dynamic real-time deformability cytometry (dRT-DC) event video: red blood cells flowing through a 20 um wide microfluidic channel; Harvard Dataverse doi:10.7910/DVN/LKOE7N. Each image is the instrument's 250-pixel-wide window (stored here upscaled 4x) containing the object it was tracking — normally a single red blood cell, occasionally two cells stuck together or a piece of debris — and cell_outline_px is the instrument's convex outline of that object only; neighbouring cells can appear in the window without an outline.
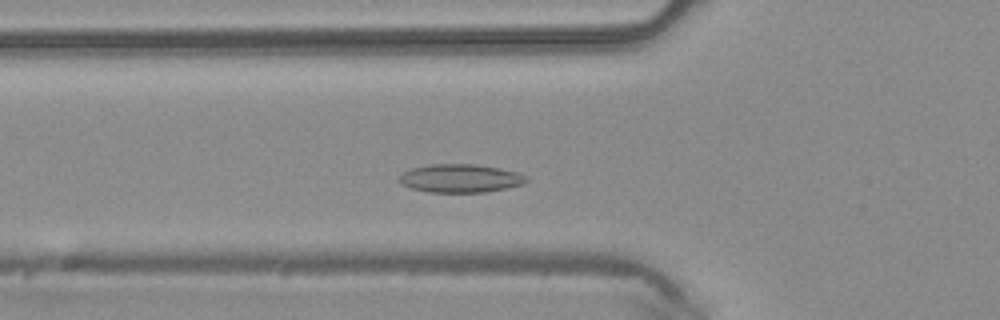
{"species": "common noctule bat (a hibernating species)", "species_latin": "Nyctalus noctula", "temperature_condition": "warm", "stored_images_in_passage": 37, "camera_frame_rate_fps": 3000, "um_per_image_px": 0.085, "animal": {"sex": "male", "body_mass_g": 20.4}, "frame": {"image": 1, "passage_image": 7, "time_ms": 2.0, "image_size_px": [1000, 320], "cell_outline_px": [[528, 180], [524, 184], [508, 188], [484, 192], [428, 192], [412, 188], [400, 184], [396, 180], [404, 172], [412, 168], [428, 164], [476, 164], [516, 172], [524, 176]], "centroid_in_image_um": [39.08, 15.16], "position_along_channel_um": 86.7, "area_um2": 20.92}}
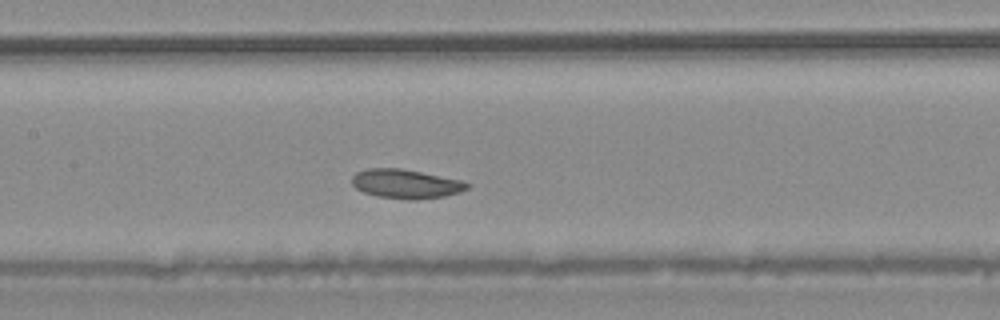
{"frame": {"image": 2, "passage_image": 13, "time_ms": 4.0, "image_size_px": [1000, 320], "cell_outline_px": [[472, 184], [468, 188], [460, 192], [444, 196], [416, 200], [408, 200], [376, 196], [364, 192], [356, 188], [352, 184], [352, 176], [356, 172], [368, 168], [400, 168], [464, 180]], "centroid_in_image_um": [34.53, 15.63], "position_along_channel_um": 172.9, "area_um2": 19.77}}
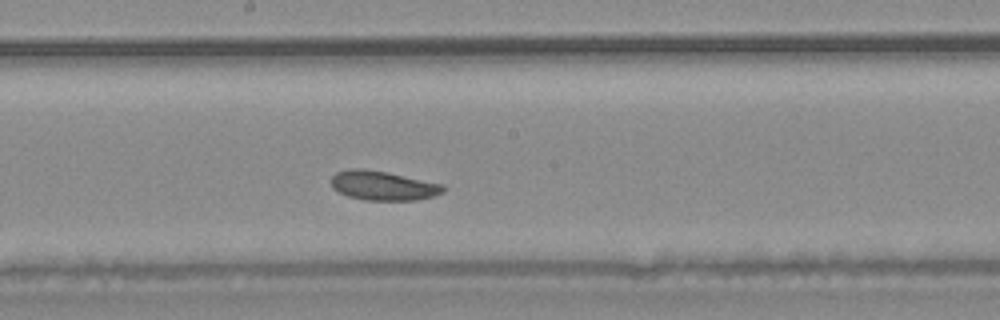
{"frame": {"image": 3, "passage_image": 16, "time_ms": 5.0, "image_size_px": [1000, 320], "cell_outline_px": [[444, 192], [432, 196], [416, 200], [364, 200], [348, 196], [332, 188], [332, 176], [336, 172], [348, 168], [364, 168], [388, 172], [444, 184]], "centroid_in_image_um": [32.55, 15.76], "position_along_channel_um": 215.6, "area_um2": 19.25}}